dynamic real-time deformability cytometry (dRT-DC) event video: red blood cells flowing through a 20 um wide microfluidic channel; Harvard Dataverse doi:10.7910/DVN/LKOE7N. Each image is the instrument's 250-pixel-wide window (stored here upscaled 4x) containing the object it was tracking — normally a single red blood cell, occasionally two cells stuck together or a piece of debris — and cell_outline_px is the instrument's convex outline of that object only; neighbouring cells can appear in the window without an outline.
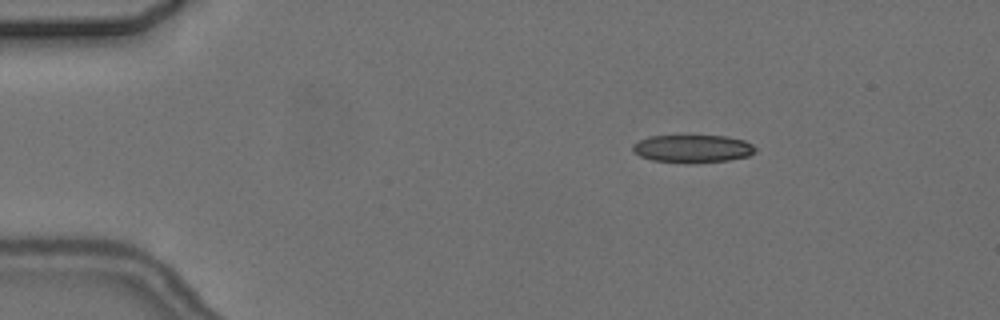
{"species": "common noctule bat (a hibernating species)", "species_latin": "Nyctalus noctula", "temperature_condition": "cold", "stored_images_in_passage": 6, "camera_frame_rate_fps": 3000, "um_per_image_px": 0.085, "animal": {"sex": "female", "body_mass_g": 24.6, "forearm_length_mm": 56.2}, "frame": {"image": 1, "passage_image": 3, "time_ms": 2.667, "image_size_px": [1000, 320], "cell_outline_px": [[756, 152], [748, 156], [728, 160], [692, 164], [652, 160], [640, 156], [632, 152], [632, 144], [648, 136], [728, 136], [744, 140], [752, 144], [756, 148]], "centroid_in_image_um": [58.87, 12.65], "position_along_channel_um": 26.1, "area_um2": 20.11}}
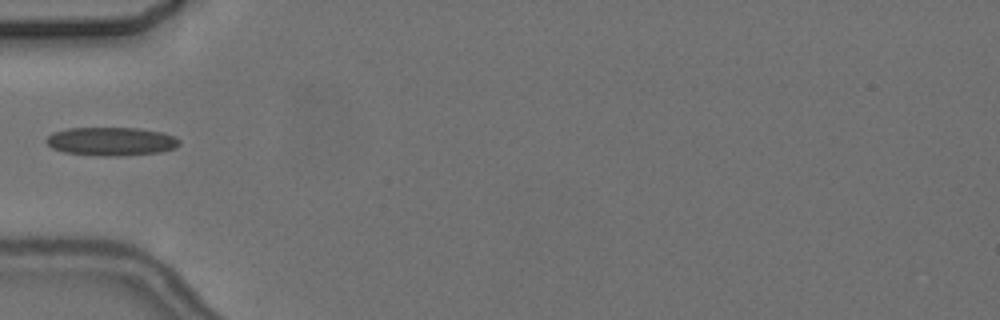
{"frame": {"image": 2, "passage_image": 6, "time_ms": 6.0, "image_size_px": [1000, 320], "cell_outline_px": [[180, 144], [176, 148], [160, 152], [124, 156], [100, 156], [64, 152], [52, 148], [44, 140], [52, 132], [68, 128], [140, 128], [160, 132], [172, 136], [180, 140]], "centroid_in_image_um": [9.44, 12.02], "position_along_channel_um": 75.6, "area_um2": 22.2}}